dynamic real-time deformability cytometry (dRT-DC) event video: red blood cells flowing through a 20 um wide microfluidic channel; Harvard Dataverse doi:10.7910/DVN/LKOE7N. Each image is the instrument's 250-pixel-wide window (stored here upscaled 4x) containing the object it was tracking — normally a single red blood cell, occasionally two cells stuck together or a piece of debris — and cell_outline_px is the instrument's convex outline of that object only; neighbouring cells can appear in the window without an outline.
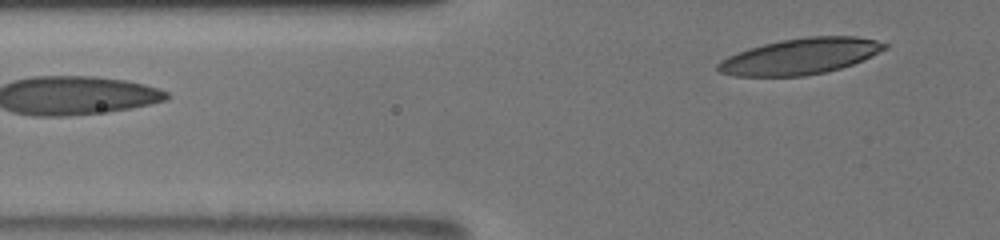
{"species": "human", "species_latin": "Homo sapiens", "temperature_condition": "room temperature", "stored_images_in_passage": 3, "segment_of_instrument_passage": [2, 2], "camera_frame_rate_fps": 3000, "um_per_image_px": 0.085, "donor": {"sex": "male"}, "frame": {"image": 1, "passage_image": 3, "time_ms": 2.0, "image_size_px": [1000, 240], "cell_outline_px": [[888, 48], [864, 60], [840, 68], [824, 72], [804, 76], [736, 76], [720, 72], [716, 68], [716, 64], [720, 60], [728, 56], [748, 48], [780, 40], [808, 36], [856, 36], [876, 40], [888, 44]], "centroid_in_image_um": [68.04, 4.78], "position_along_channel_um": 57.8, "area_um2": 35.03}}